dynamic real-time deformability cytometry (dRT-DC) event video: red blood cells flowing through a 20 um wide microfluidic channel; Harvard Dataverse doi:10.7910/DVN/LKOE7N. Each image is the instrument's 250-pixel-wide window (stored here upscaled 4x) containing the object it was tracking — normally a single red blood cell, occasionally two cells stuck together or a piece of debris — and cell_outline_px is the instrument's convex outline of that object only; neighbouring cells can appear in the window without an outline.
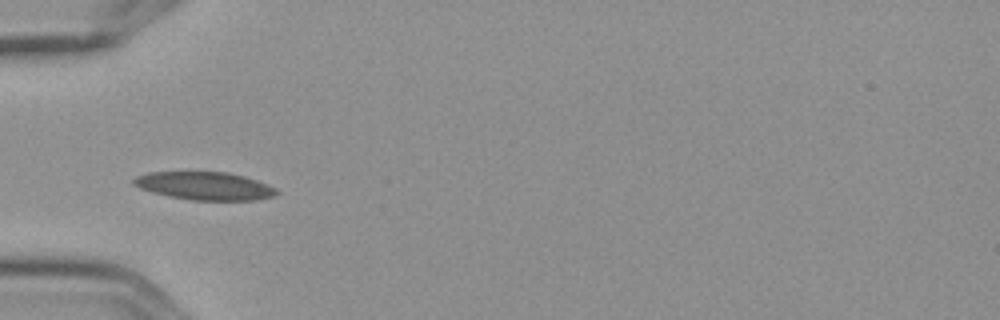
{"species": "Egyptian fruit bat (a non-hibernating species)", "species_latin": "Rousettus aegyptiacus", "temperature_condition": "cold", "stored_images_in_passage": 7, "camera_frame_rate_fps": 3000, "um_per_image_px": 0.085, "frame": {"image": 1, "passage_image": 3, "time_ms": 0.667, "image_size_px": [1000, 320], "cell_outline_px": [[280, 192], [276, 196], [256, 200], [192, 200], [168, 196], [152, 192], [140, 188], [132, 184], [132, 180], [136, 176], [148, 172], [228, 172], [244, 176], [268, 184], [276, 188]], "centroid_in_image_um": [17.42, 15.8], "position_along_channel_um": 67.6, "area_um2": 23.47}}
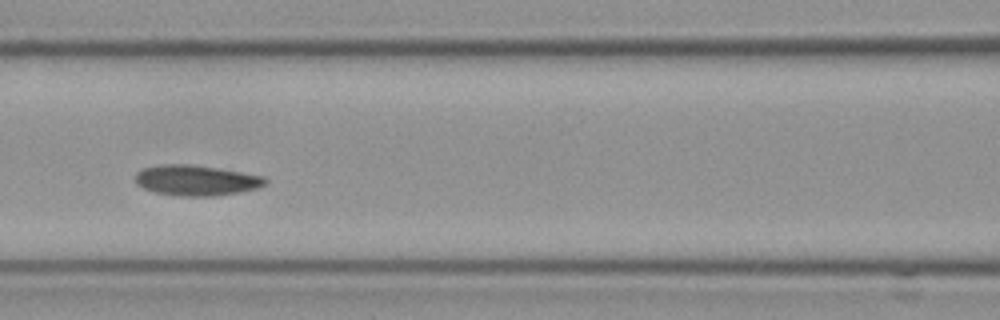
{"frame": {"image": 2, "passage_image": 5, "time_ms": 1.333, "image_size_px": [1000, 320], "cell_outline_px": [[268, 184], [256, 188], [240, 192], [216, 196], [180, 196], [152, 192], [136, 184], [136, 172], [144, 168], [164, 164], [184, 164], [216, 168], [264, 176], [268, 180]], "centroid_in_image_um": [16.68, 15.34], "position_along_channel_um": 149.9, "area_um2": 23.0}}
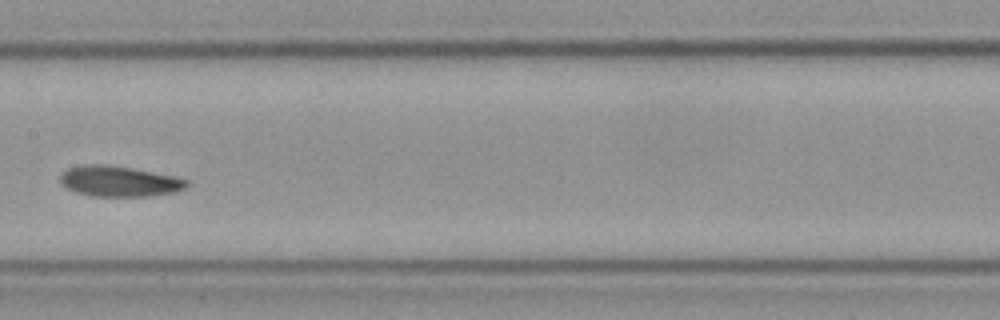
{"frame": {"image": 3, "passage_image": 6, "time_ms": 1.667, "image_size_px": [1000, 320], "cell_outline_px": [[188, 184], [184, 188], [176, 192], [148, 196], [92, 196], [76, 192], [60, 184], [60, 176], [68, 168], [88, 164], [108, 164], [132, 168], [176, 176], [188, 180]], "centroid_in_image_um": [10.14, 15.4], "position_along_channel_um": 197.3, "area_um2": 22.54}}